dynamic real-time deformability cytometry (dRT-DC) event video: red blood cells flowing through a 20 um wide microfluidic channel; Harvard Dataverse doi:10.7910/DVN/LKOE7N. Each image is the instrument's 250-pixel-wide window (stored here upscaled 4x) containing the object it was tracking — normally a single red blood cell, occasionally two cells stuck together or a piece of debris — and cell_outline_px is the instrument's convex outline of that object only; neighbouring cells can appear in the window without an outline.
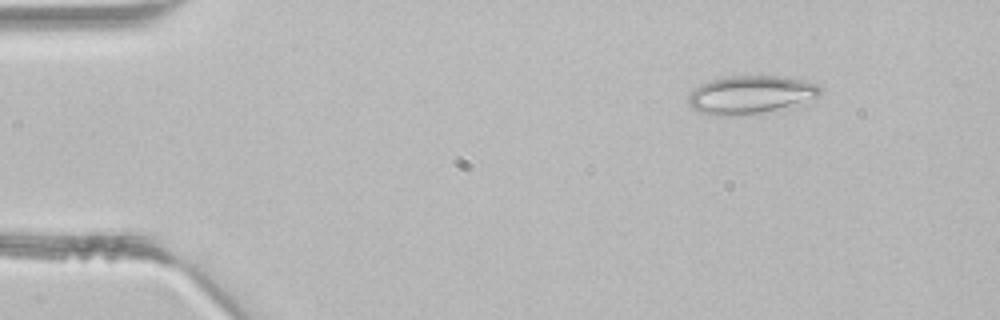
{"species": "common noctule bat (a hibernating species)", "species_latin": "Nyctalus noctula", "temperature_condition": "room temperature", "stored_images_in_passage": 3, "camera_frame_rate_fps": 3000, "um_per_image_px": 0.085, "animal": {"sex": "male", "body_mass_g": 21.5, "forearm_length_mm": 52.0}, "frame": {"image": 1, "passage_image": 3, "time_ms": 0.667, "image_size_px": [1000, 320], "cell_outline_px": [[820, 96], [776, 108], [760, 112], [732, 116], [712, 116], [700, 112], [692, 108], [688, 104], [688, 96], [700, 84], [724, 76], [788, 76], [804, 80], [816, 84], [820, 88]], "centroid_in_image_um": [63.72, 8.03], "position_along_channel_um": 21.3, "area_um2": 28.84}}